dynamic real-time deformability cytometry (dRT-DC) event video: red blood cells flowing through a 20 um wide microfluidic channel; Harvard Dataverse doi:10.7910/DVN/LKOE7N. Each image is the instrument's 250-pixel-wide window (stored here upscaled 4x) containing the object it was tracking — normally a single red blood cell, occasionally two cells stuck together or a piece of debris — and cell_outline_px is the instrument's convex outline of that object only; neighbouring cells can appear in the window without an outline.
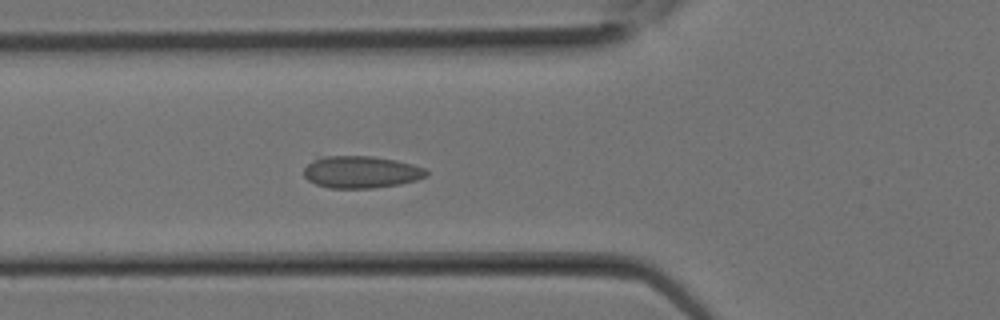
{"species": "Egyptian fruit bat (a non-hibernating species)", "species_latin": "Rousettus aegyptiacus", "temperature_condition": "room temperature", "stored_images_in_passage": 26, "camera_frame_rate_fps": 3000, "um_per_image_px": 0.085, "animal": {"sex": "female"}, "frame": {"image": 1, "passage_image": 9, "time_ms": 2.667, "image_size_px": [1000, 320], "cell_outline_px": [[428, 172], [424, 176], [416, 180], [400, 184], [372, 188], [328, 188], [316, 184], [308, 180], [304, 176], [304, 168], [312, 160], [320, 156], [372, 156], [396, 160], [412, 164], [424, 168]], "centroid_in_image_um": [30.66, 14.62], "position_along_channel_um": 95.1, "area_um2": 22.89}}
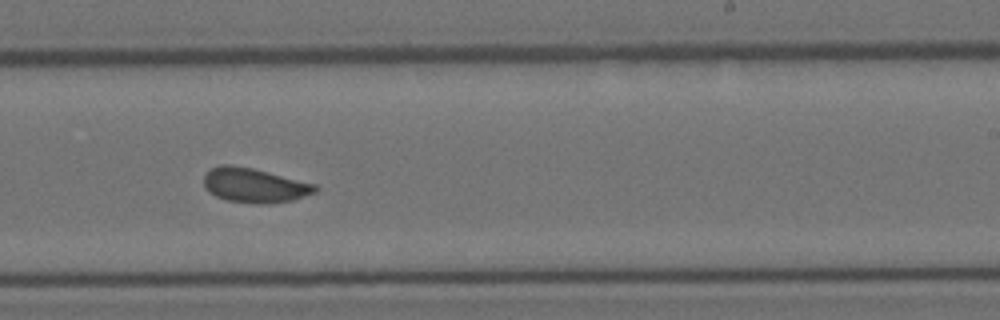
{"frame": {"image": 2, "passage_image": 16, "time_ms": 5.0, "image_size_px": [1000, 320], "cell_outline_px": [[320, 188], [316, 192], [292, 200], [268, 204], [256, 204], [228, 200], [216, 196], [208, 192], [204, 188], [204, 176], [212, 168], [220, 164], [228, 164], [252, 168], [316, 184]], "centroid_in_image_um": [21.63, 15.76], "position_along_channel_um": 267.4, "area_um2": 22.37}}
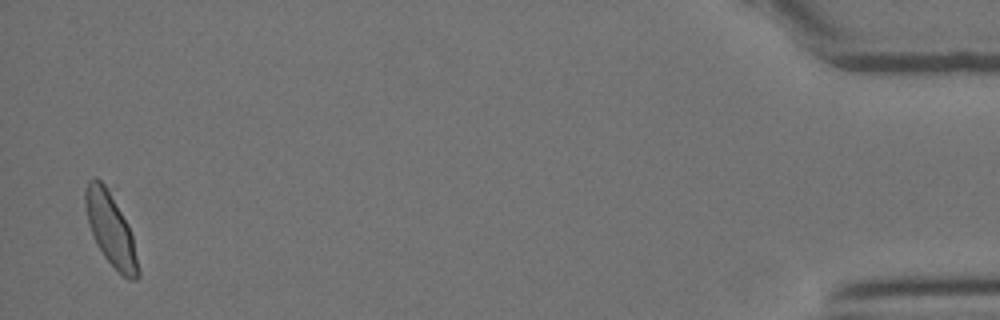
{"frame": {"image": 3, "passage_image": 26, "time_ms": 8.333, "image_size_px": [1000, 320], "cell_outline_px": [[140, 276], [136, 280], [128, 280], [104, 256], [96, 244], [88, 224], [84, 204], [84, 192], [88, 180], [92, 176], [96, 176], [108, 188], [128, 224], [132, 236], [140, 272]], "centroid_in_image_um": [9.38, 19.45], "position_along_channel_um": 425.8, "area_um2": 22.37}}